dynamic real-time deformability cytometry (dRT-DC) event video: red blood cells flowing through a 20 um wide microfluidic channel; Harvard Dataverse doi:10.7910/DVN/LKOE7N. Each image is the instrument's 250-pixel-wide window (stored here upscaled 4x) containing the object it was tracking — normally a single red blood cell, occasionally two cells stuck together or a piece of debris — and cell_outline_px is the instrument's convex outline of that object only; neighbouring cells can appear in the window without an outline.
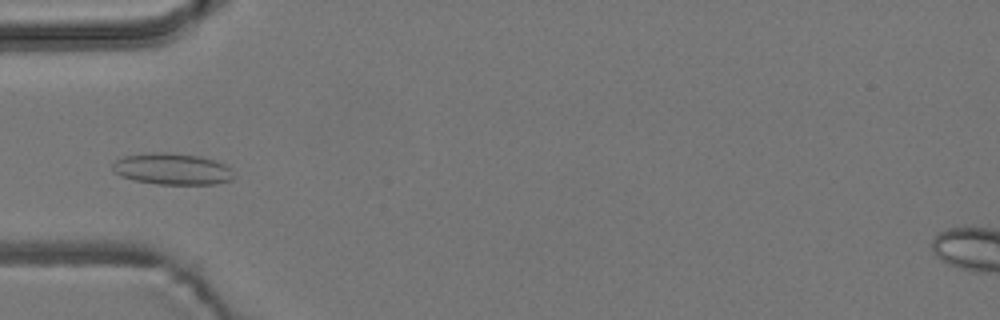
{"species": "common noctule bat (a hibernating species)", "species_latin": "Nyctalus noctula", "temperature_condition": "room temperature", "stored_images_in_passage": 7, "camera_frame_rate_fps": 3000, "um_per_image_px": 0.085, "animal": {"sex": "male", "body_mass_g": 19.2, "forearm_length_mm": 51.8}, "frame": {"image": 1, "passage_image": 4, "time_ms": 3.333, "image_size_px": [1000, 320], "cell_outline_px": [[236, 176], [232, 180], [216, 184], [160, 184], [136, 180], [120, 176], [112, 168], [112, 164], [116, 160], [124, 156], [152, 152], [168, 152], [200, 156], [224, 164], [232, 168]], "centroid_in_image_um": [14.68, 14.36], "position_along_channel_um": 70.3, "area_um2": 22.25}}
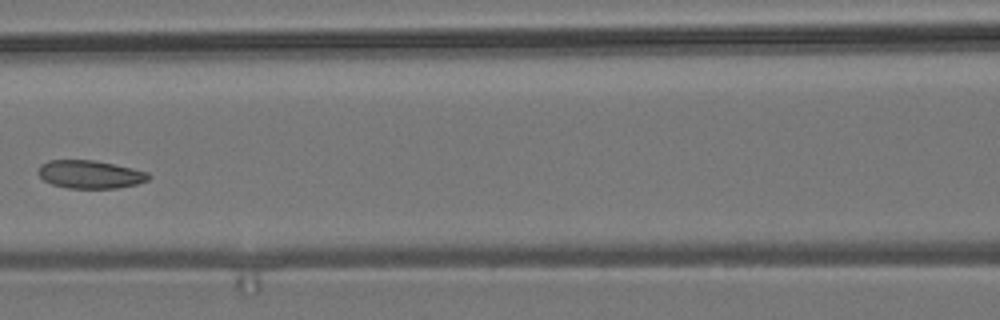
{"frame": {"image": 2, "passage_image": 6, "time_ms": 5.667, "image_size_px": [1000, 320], "cell_outline_px": [[152, 176], [148, 180], [136, 184], [116, 188], [68, 188], [52, 184], [44, 180], [36, 172], [40, 164], [48, 160], [92, 160], [132, 168], [148, 172]], "centroid_in_image_um": [7.63, 14.82], "position_along_channel_um": 159.0, "area_um2": 18.03}}
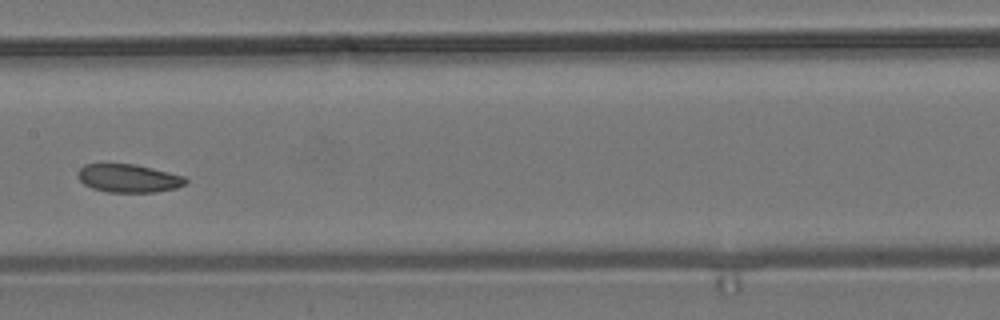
{"frame": {"image": 3, "passage_image": 7, "time_ms": 6.667, "image_size_px": [1000, 320], "cell_outline_px": [[188, 184], [176, 188], [156, 192], [108, 192], [92, 188], [84, 184], [76, 176], [76, 172], [84, 164], [136, 164], [184, 176], [188, 180]], "centroid_in_image_um": [10.93, 15.15], "position_along_channel_um": 196.5, "area_um2": 17.86}}